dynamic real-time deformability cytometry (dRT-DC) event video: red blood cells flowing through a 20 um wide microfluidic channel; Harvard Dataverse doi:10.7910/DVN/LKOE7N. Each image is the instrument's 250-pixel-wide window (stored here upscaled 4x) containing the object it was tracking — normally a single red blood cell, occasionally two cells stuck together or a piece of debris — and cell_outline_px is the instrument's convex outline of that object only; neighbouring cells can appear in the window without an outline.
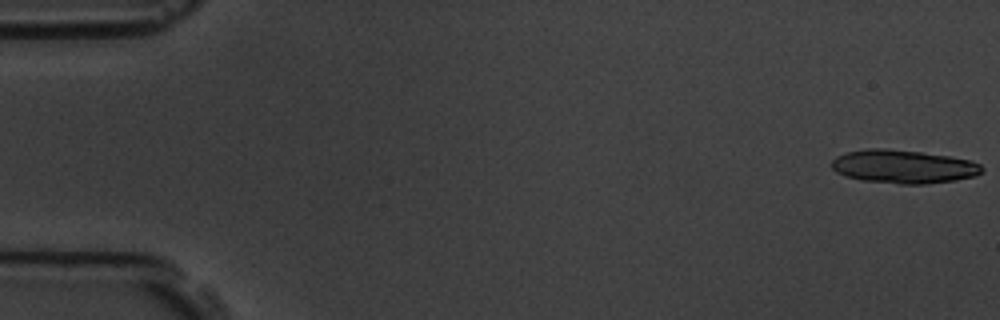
{"species": "common noctule bat (a hibernating species)", "species_latin": "Nyctalus noctula", "temperature_condition": "room temperature", "stored_images_in_passage": 17, "camera_frame_rate_fps": 3000, "um_per_image_px": 0.085, "animal": {"sex": "male", "body_mass_g": 19.5, "forearm_length_mm": 54.6}, "frame": {"image": 1, "passage_image": 1, "time_ms": 0.0, "image_size_px": [1000, 320], "cell_outline_px": [[984, 172], [976, 176], [956, 180], [924, 184], [900, 184], [860, 180], [844, 176], [836, 172], [832, 168], [832, 160], [836, 156], [844, 152], [868, 148], [884, 148], [920, 152], [952, 156], [972, 160], [980, 164], [984, 168]], "centroid_in_image_um": [76.81, 14.16], "position_along_channel_um": 8.2, "area_um2": 29.71}}